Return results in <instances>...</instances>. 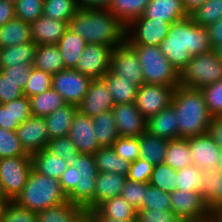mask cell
<instances>
[{
  "mask_svg": "<svg viewBox=\"0 0 222 222\" xmlns=\"http://www.w3.org/2000/svg\"><path fill=\"white\" fill-rule=\"evenodd\" d=\"M159 49L181 74L192 56L209 52L212 47L207 28L196 25L187 17L171 24L168 35L160 43Z\"/></svg>",
  "mask_w": 222,
  "mask_h": 222,
  "instance_id": "1",
  "label": "cell"
},
{
  "mask_svg": "<svg viewBox=\"0 0 222 222\" xmlns=\"http://www.w3.org/2000/svg\"><path fill=\"white\" fill-rule=\"evenodd\" d=\"M68 28L87 44H105L114 49L125 40L126 27L108 9L79 7Z\"/></svg>",
  "mask_w": 222,
  "mask_h": 222,
  "instance_id": "2",
  "label": "cell"
},
{
  "mask_svg": "<svg viewBox=\"0 0 222 222\" xmlns=\"http://www.w3.org/2000/svg\"><path fill=\"white\" fill-rule=\"evenodd\" d=\"M67 165L59 183L68 201L83 209L93 210L96 177L99 173L94 156L80 154L68 160Z\"/></svg>",
  "mask_w": 222,
  "mask_h": 222,
  "instance_id": "3",
  "label": "cell"
},
{
  "mask_svg": "<svg viewBox=\"0 0 222 222\" xmlns=\"http://www.w3.org/2000/svg\"><path fill=\"white\" fill-rule=\"evenodd\" d=\"M171 105L176 111L179 137H195L208 132L213 116L200 89L177 86Z\"/></svg>",
  "mask_w": 222,
  "mask_h": 222,
  "instance_id": "4",
  "label": "cell"
},
{
  "mask_svg": "<svg viewBox=\"0 0 222 222\" xmlns=\"http://www.w3.org/2000/svg\"><path fill=\"white\" fill-rule=\"evenodd\" d=\"M14 201L34 213L67 202V195L61 188L59 180L39 174L32 169L27 183Z\"/></svg>",
  "mask_w": 222,
  "mask_h": 222,
  "instance_id": "5",
  "label": "cell"
},
{
  "mask_svg": "<svg viewBox=\"0 0 222 222\" xmlns=\"http://www.w3.org/2000/svg\"><path fill=\"white\" fill-rule=\"evenodd\" d=\"M139 58L144 84L177 87L180 74L160 51L159 46L131 45Z\"/></svg>",
  "mask_w": 222,
  "mask_h": 222,
  "instance_id": "6",
  "label": "cell"
},
{
  "mask_svg": "<svg viewBox=\"0 0 222 222\" xmlns=\"http://www.w3.org/2000/svg\"><path fill=\"white\" fill-rule=\"evenodd\" d=\"M222 80V61L214 51L192 56L180 74V85L186 88L202 89Z\"/></svg>",
  "mask_w": 222,
  "mask_h": 222,
  "instance_id": "7",
  "label": "cell"
},
{
  "mask_svg": "<svg viewBox=\"0 0 222 222\" xmlns=\"http://www.w3.org/2000/svg\"><path fill=\"white\" fill-rule=\"evenodd\" d=\"M32 169L31 156L0 159V179L4 189V196L14 200L27 183Z\"/></svg>",
  "mask_w": 222,
  "mask_h": 222,
  "instance_id": "8",
  "label": "cell"
},
{
  "mask_svg": "<svg viewBox=\"0 0 222 222\" xmlns=\"http://www.w3.org/2000/svg\"><path fill=\"white\" fill-rule=\"evenodd\" d=\"M171 211L183 222H208L211 212L199 192L176 189L170 193Z\"/></svg>",
  "mask_w": 222,
  "mask_h": 222,
  "instance_id": "9",
  "label": "cell"
},
{
  "mask_svg": "<svg viewBox=\"0 0 222 222\" xmlns=\"http://www.w3.org/2000/svg\"><path fill=\"white\" fill-rule=\"evenodd\" d=\"M171 24L141 16L126 27L125 40L130 45L159 46L168 35Z\"/></svg>",
  "mask_w": 222,
  "mask_h": 222,
  "instance_id": "10",
  "label": "cell"
},
{
  "mask_svg": "<svg viewBox=\"0 0 222 222\" xmlns=\"http://www.w3.org/2000/svg\"><path fill=\"white\" fill-rule=\"evenodd\" d=\"M91 78L75 69H64L52 76V88L67 104L78 106L88 91Z\"/></svg>",
  "mask_w": 222,
  "mask_h": 222,
  "instance_id": "11",
  "label": "cell"
},
{
  "mask_svg": "<svg viewBox=\"0 0 222 222\" xmlns=\"http://www.w3.org/2000/svg\"><path fill=\"white\" fill-rule=\"evenodd\" d=\"M176 87L144 84L138 87L135 105L142 115L148 119L172 104Z\"/></svg>",
  "mask_w": 222,
  "mask_h": 222,
  "instance_id": "12",
  "label": "cell"
},
{
  "mask_svg": "<svg viewBox=\"0 0 222 222\" xmlns=\"http://www.w3.org/2000/svg\"><path fill=\"white\" fill-rule=\"evenodd\" d=\"M113 48L105 44H87L75 70L89 78L102 79L110 70Z\"/></svg>",
  "mask_w": 222,
  "mask_h": 222,
  "instance_id": "13",
  "label": "cell"
},
{
  "mask_svg": "<svg viewBox=\"0 0 222 222\" xmlns=\"http://www.w3.org/2000/svg\"><path fill=\"white\" fill-rule=\"evenodd\" d=\"M110 71L131 80L138 87L143 83V74L135 49L124 40L115 47L111 55Z\"/></svg>",
  "mask_w": 222,
  "mask_h": 222,
  "instance_id": "14",
  "label": "cell"
},
{
  "mask_svg": "<svg viewBox=\"0 0 222 222\" xmlns=\"http://www.w3.org/2000/svg\"><path fill=\"white\" fill-rule=\"evenodd\" d=\"M114 106L112 94L104 80L93 79L87 93L77 107L81 114L93 118L103 112L111 111Z\"/></svg>",
  "mask_w": 222,
  "mask_h": 222,
  "instance_id": "15",
  "label": "cell"
},
{
  "mask_svg": "<svg viewBox=\"0 0 222 222\" xmlns=\"http://www.w3.org/2000/svg\"><path fill=\"white\" fill-rule=\"evenodd\" d=\"M18 139L28 154L45 149L50 140L45 117L31 116L16 129Z\"/></svg>",
  "mask_w": 222,
  "mask_h": 222,
  "instance_id": "16",
  "label": "cell"
},
{
  "mask_svg": "<svg viewBox=\"0 0 222 222\" xmlns=\"http://www.w3.org/2000/svg\"><path fill=\"white\" fill-rule=\"evenodd\" d=\"M119 137H139L146 132L147 119L135 103L116 104L112 108Z\"/></svg>",
  "mask_w": 222,
  "mask_h": 222,
  "instance_id": "17",
  "label": "cell"
},
{
  "mask_svg": "<svg viewBox=\"0 0 222 222\" xmlns=\"http://www.w3.org/2000/svg\"><path fill=\"white\" fill-rule=\"evenodd\" d=\"M68 136L78 148L80 154L94 155L101 148L97 143L93 119L79 111L73 118Z\"/></svg>",
  "mask_w": 222,
  "mask_h": 222,
  "instance_id": "18",
  "label": "cell"
},
{
  "mask_svg": "<svg viewBox=\"0 0 222 222\" xmlns=\"http://www.w3.org/2000/svg\"><path fill=\"white\" fill-rule=\"evenodd\" d=\"M192 164L201 171L217 169L219 146L207 133L187 138Z\"/></svg>",
  "mask_w": 222,
  "mask_h": 222,
  "instance_id": "19",
  "label": "cell"
},
{
  "mask_svg": "<svg viewBox=\"0 0 222 222\" xmlns=\"http://www.w3.org/2000/svg\"><path fill=\"white\" fill-rule=\"evenodd\" d=\"M31 27V36L36 45L57 44L68 28L65 21L55 20L42 15Z\"/></svg>",
  "mask_w": 222,
  "mask_h": 222,
  "instance_id": "20",
  "label": "cell"
},
{
  "mask_svg": "<svg viewBox=\"0 0 222 222\" xmlns=\"http://www.w3.org/2000/svg\"><path fill=\"white\" fill-rule=\"evenodd\" d=\"M143 16L147 19L166 21L169 24L189 17L182 0H150Z\"/></svg>",
  "mask_w": 222,
  "mask_h": 222,
  "instance_id": "21",
  "label": "cell"
},
{
  "mask_svg": "<svg viewBox=\"0 0 222 222\" xmlns=\"http://www.w3.org/2000/svg\"><path fill=\"white\" fill-rule=\"evenodd\" d=\"M146 131L165 140L178 139V122L175 108L170 105L147 119Z\"/></svg>",
  "mask_w": 222,
  "mask_h": 222,
  "instance_id": "22",
  "label": "cell"
},
{
  "mask_svg": "<svg viewBox=\"0 0 222 222\" xmlns=\"http://www.w3.org/2000/svg\"><path fill=\"white\" fill-rule=\"evenodd\" d=\"M31 116L30 101L26 96L0 104V128L16 130Z\"/></svg>",
  "mask_w": 222,
  "mask_h": 222,
  "instance_id": "23",
  "label": "cell"
},
{
  "mask_svg": "<svg viewBox=\"0 0 222 222\" xmlns=\"http://www.w3.org/2000/svg\"><path fill=\"white\" fill-rule=\"evenodd\" d=\"M93 211L98 216L121 222H136L137 210L121 195L99 203Z\"/></svg>",
  "mask_w": 222,
  "mask_h": 222,
  "instance_id": "24",
  "label": "cell"
},
{
  "mask_svg": "<svg viewBox=\"0 0 222 222\" xmlns=\"http://www.w3.org/2000/svg\"><path fill=\"white\" fill-rule=\"evenodd\" d=\"M200 195L210 212L222 207V172L217 169L201 172Z\"/></svg>",
  "mask_w": 222,
  "mask_h": 222,
  "instance_id": "25",
  "label": "cell"
},
{
  "mask_svg": "<svg viewBox=\"0 0 222 222\" xmlns=\"http://www.w3.org/2000/svg\"><path fill=\"white\" fill-rule=\"evenodd\" d=\"M33 169L39 174L59 180L68 165L66 160L50 152L47 148L31 154Z\"/></svg>",
  "mask_w": 222,
  "mask_h": 222,
  "instance_id": "26",
  "label": "cell"
},
{
  "mask_svg": "<svg viewBox=\"0 0 222 222\" xmlns=\"http://www.w3.org/2000/svg\"><path fill=\"white\" fill-rule=\"evenodd\" d=\"M102 79L112 94L114 105L135 103L138 86L133 84L131 80L113 74L110 70Z\"/></svg>",
  "mask_w": 222,
  "mask_h": 222,
  "instance_id": "27",
  "label": "cell"
},
{
  "mask_svg": "<svg viewBox=\"0 0 222 222\" xmlns=\"http://www.w3.org/2000/svg\"><path fill=\"white\" fill-rule=\"evenodd\" d=\"M77 111V106L66 104L45 117L49 138L53 139L68 136L73 118Z\"/></svg>",
  "mask_w": 222,
  "mask_h": 222,
  "instance_id": "28",
  "label": "cell"
},
{
  "mask_svg": "<svg viewBox=\"0 0 222 222\" xmlns=\"http://www.w3.org/2000/svg\"><path fill=\"white\" fill-rule=\"evenodd\" d=\"M126 180L127 176L121 174L99 172L96 177L94 208L104 200L119 196Z\"/></svg>",
  "mask_w": 222,
  "mask_h": 222,
  "instance_id": "29",
  "label": "cell"
},
{
  "mask_svg": "<svg viewBox=\"0 0 222 222\" xmlns=\"http://www.w3.org/2000/svg\"><path fill=\"white\" fill-rule=\"evenodd\" d=\"M33 42L29 23L14 18L0 27V49Z\"/></svg>",
  "mask_w": 222,
  "mask_h": 222,
  "instance_id": "30",
  "label": "cell"
},
{
  "mask_svg": "<svg viewBox=\"0 0 222 222\" xmlns=\"http://www.w3.org/2000/svg\"><path fill=\"white\" fill-rule=\"evenodd\" d=\"M86 45L87 43L83 38L67 28L57 43L65 69H75Z\"/></svg>",
  "mask_w": 222,
  "mask_h": 222,
  "instance_id": "31",
  "label": "cell"
},
{
  "mask_svg": "<svg viewBox=\"0 0 222 222\" xmlns=\"http://www.w3.org/2000/svg\"><path fill=\"white\" fill-rule=\"evenodd\" d=\"M32 66L51 75L64 70V61L57 44L37 45Z\"/></svg>",
  "mask_w": 222,
  "mask_h": 222,
  "instance_id": "32",
  "label": "cell"
},
{
  "mask_svg": "<svg viewBox=\"0 0 222 222\" xmlns=\"http://www.w3.org/2000/svg\"><path fill=\"white\" fill-rule=\"evenodd\" d=\"M168 140L149 134L147 131L139 136L140 158L152 165L164 163Z\"/></svg>",
  "mask_w": 222,
  "mask_h": 222,
  "instance_id": "33",
  "label": "cell"
},
{
  "mask_svg": "<svg viewBox=\"0 0 222 222\" xmlns=\"http://www.w3.org/2000/svg\"><path fill=\"white\" fill-rule=\"evenodd\" d=\"M37 45L34 42L14 45L0 49V68L16 65H33Z\"/></svg>",
  "mask_w": 222,
  "mask_h": 222,
  "instance_id": "34",
  "label": "cell"
},
{
  "mask_svg": "<svg viewBox=\"0 0 222 222\" xmlns=\"http://www.w3.org/2000/svg\"><path fill=\"white\" fill-rule=\"evenodd\" d=\"M93 156L98 172L128 175L131 163L118 156L112 147H101Z\"/></svg>",
  "mask_w": 222,
  "mask_h": 222,
  "instance_id": "35",
  "label": "cell"
},
{
  "mask_svg": "<svg viewBox=\"0 0 222 222\" xmlns=\"http://www.w3.org/2000/svg\"><path fill=\"white\" fill-rule=\"evenodd\" d=\"M150 0H112L107 8L125 27L143 16Z\"/></svg>",
  "mask_w": 222,
  "mask_h": 222,
  "instance_id": "36",
  "label": "cell"
},
{
  "mask_svg": "<svg viewBox=\"0 0 222 222\" xmlns=\"http://www.w3.org/2000/svg\"><path fill=\"white\" fill-rule=\"evenodd\" d=\"M31 113L37 117H47L67 103L53 88L29 98Z\"/></svg>",
  "mask_w": 222,
  "mask_h": 222,
  "instance_id": "37",
  "label": "cell"
},
{
  "mask_svg": "<svg viewBox=\"0 0 222 222\" xmlns=\"http://www.w3.org/2000/svg\"><path fill=\"white\" fill-rule=\"evenodd\" d=\"M164 162L177 171L192 165L187 138L180 137L168 142Z\"/></svg>",
  "mask_w": 222,
  "mask_h": 222,
  "instance_id": "38",
  "label": "cell"
},
{
  "mask_svg": "<svg viewBox=\"0 0 222 222\" xmlns=\"http://www.w3.org/2000/svg\"><path fill=\"white\" fill-rule=\"evenodd\" d=\"M96 129V139L100 147H112L119 138L113 112L106 111L92 118Z\"/></svg>",
  "mask_w": 222,
  "mask_h": 222,
  "instance_id": "39",
  "label": "cell"
},
{
  "mask_svg": "<svg viewBox=\"0 0 222 222\" xmlns=\"http://www.w3.org/2000/svg\"><path fill=\"white\" fill-rule=\"evenodd\" d=\"M83 210L69 201L63 202L36 213L37 222H73Z\"/></svg>",
  "mask_w": 222,
  "mask_h": 222,
  "instance_id": "40",
  "label": "cell"
},
{
  "mask_svg": "<svg viewBox=\"0 0 222 222\" xmlns=\"http://www.w3.org/2000/svg\"><path fill=\"white\" fill-rule=\"evenodd\" d=\"M189 18L198 26L208 27L222 18V0H207Z\"/></svg>",
  "mask_w": 222,
  "mask_h": 222,
  "instance_id": "41",
  "label": "cell"
},
{
  "mask_svg": "<svg viewBox=\"0 0 222 222\" xmlns=\"http://www.w3.org/2000/svg\"><path fill=\"white\" fill-rule=\"evenodd\" d=\"M78 8L77 0H44L43 15L68 23Z\"/></svg>",
  "mask_w": 222,
  "mask_h": 222,
  "instance_id": "42",
  "label": "cell"
},
{
  "mask_svg": "<svg viewBox=\"0 0 222 222\" xmlns=\"http://www.w3.org/2000/svg\"><path fill=\"white\" fill-rule=\"evenodd\" d=\"M149 184L161 189L164 192L171 193L176 190L177 170L167 165L165 162L153 167Z\"/></svg>",
  "mask_w": 222,
  "mask_h": 222,
  "instance_id": "43",
  "label": "cell"
},
{
  "mask_svg": "<svg viewBox=\"0 0 222 222\" xmlns=\"http://www.w3.org/2000/svg\"><path fill=\"white\" fill-rule=\"evenodd\" d=\"M15 156H31L22 147L16 130L0 128V159Z\"/></svg>",
  "mask_w": 222,
  "mask_h": 222,
  "instance_id": "44",
  "label": "cell"
},
{
  "mask_svg": "<svg viewBox=\"0 0 222 222\" xmlns=\"http://www.w3.org/2000/svg\"><path fill=\"white\" fill-rule=\"evenodd\" d=\"M52 76L50 73L35 67L30 69V80L23 89V95L30 98L52 88Z\"/></svg>",
  "mask_w": 222,
  "mask_h": 222,
  "instance_id": "45",
  "label": "cell"
},
{
  "mask_svg": "<svg viewBox=\"0 0 222 222\" xmlns=\"http://www.w3.org/2000/svg\"><path fill=\"white\" fill-rule=\"evenodd\" d=\"M201 170L195 165L177 171L176 189L199 192L202 188Z\"/></svg>",
  "mask_w": 222,
  "mask_h": 222,
  "instance_id": "46",
  "label": "cell"
},
{
  "mask_svg": "<svg viewBox=\"0 0 222 222\" xmlns=\"http://www.w3.org/2000/svg\"><path fill=\"white\" fill-rule=\"evenodd\" d=\"M44 0H19L14 5L15 18L32 24L43 15Z\"/></svg>",
  "mask_w": 222,
  "mask_h": 222,
  "instance_id": "47",
  "label": "cell"
},
{
  "mask_svg": "<svg viewBox=\"0 0 222 222\" xmlns=\"http://www.w3.org/2000/svg\"><path fill=\"white\" fill-rule=\"evenodd\" d=\"M151 208L163 211L171 210L170 193L149 184L145 191L143 209Z\"/></svg>",
  "mask_w": 222,
  "mask_h": 222,
  "instance_id": "48",
  "label": "cell"
},
{
  "mask_svg": "<svg viewBox=\"0 0 222 222\" xmlns=\"http://www.w3.org/2000/svg\"><path fill=\"white\" fill-rule=\"evenodd\" d=\"M148 185L149 182L143 183L127 179L120 195L138 211L143 209V200Z\"/></svg>",
  "mask_w": 222,
  "mask_h": 222,
  "instance_id": "49",
  "label": "cell"
},
{
  "mask_svg": "<svg viewBox=\"0 0 222 222\" xmlns=\"http://www.w3.org/2000/svg\"><path fill=\"white\" fill-rule=\"evenodd\" d=\"M203 96L204 101L208 107L210 114L214 116L222 115V80L205 86L200 89Z\"/></svg>",
  "mask_w": 222,
  "mask_h": 222,
  "instance_id": "50",
  "label": "cell"
},
{
  "mask_svg": "<svg viewBox=\"0 0 222 222\" xmlns=\"http://www.w3.org/2000/svg\"><path fill=\"white\" fill-rule=\"evenodd\" d=\"M50 152L66 160L77 158L80 153L69 136L50 139L46 147Z\"/></svg>",
  "mask_w": 222,
  "mask_h": 222,
  "instance_id": "51",
  "label": "cell"
},
{
  "mask_svg": "<svg viewBox=\"0 0 222 222\" xmlns=\"http://www.w3.org/2000/svg\"><path fill=\"white\" fill-rule=\"evenodd\" d=\"M112 148L116 154L130 163L140 158L139 137H119Z\"/></svg>",
  "mask_w": 222,
  "mask_h": 222,
  "instance_id": "52",
  "label": "cell"
},
{
  "mask_svg": "<svg viewBox=\"0 0 222 222\" xmlns=\"http://www.w3.org/2000/svg\"><path fill=\"white\" fill-rule=\"evenodd\" d=\"M1 222H37L36 213L11 200Z\"/></svg>",
  "mask_w": 222,
  "mask_h": 222,
  "instance_id": "53",
  "label": "cell"
},
{
  "mask_svg": "<svg viewBox=\"0 0 222 222\" xmlns=\"http://www.w3.org/2000/svg\"><path fill=\"white\" fill-rule=\"evenodd\" d=\"M136 222H183L171 210L140 209L137 211Z\"/></svg>",
  "mask_w": 222,
  "mask_h": 222,
  "instance_id": "54",
  "label": "cell"
},
{
  "mask_svg": "<svg viewBox=\"0 0 222 222\" xmlns=\"http://www.w3.org/2000/svg\"><path fill=\"white\" fill-rule=\"evenodd\" d=\"M153 167L154 165L150 162L138 158L130 164L127 179L147 183L150 180Z\"/></svg>",
  "mask_w": 222,
  "mask_h": 222,
  "instance_id": "55",
  "label": "cell"
},
{
  "mask_svg": "<svg viewBox=\"0 0 222 222\" xmlns=\"http://www.w3.org/2000/svg\"><path fill=\"white\" fill-rule=\"evenodd\" d=\"M23 95V90L18 87V83L6 76L0 71V104L13 101Z\"/></svg>",
  "mask_w": 222,
  "mask_h": 222,
  "instance_id": "56",
  "label": "cell"
},
{
  "mask_svg": "<svg viewBox=\"0 0 222 222\" xmlns=\"http://www.w3.org/2000/svg\"><path fill=\"white\" fill-rule=\"evenodd\" d=\"M30 64L23 63L22 65H16L8 68H0V71L6 76V78L12 79L18 83V87L22 90L30 80Z\"/></svg>",
  "mask_w": 222,
  "mask_h": 222,
  "instance_id": "57",
  "label": "cell"
},
{
  "mask_svg": "<svg viewBox=\"0 0 222 222\" xmlns=\"http://www.w3.org/2000/svg\"><path fill=\"white\" fill-rule=\"evenodd\" d=\"M206 28L212 49L215 46L222 44V18Z\"/></svg>",
  "mask_w": 222,
  "mask_h": 222,
  "instance_id": "58",
  "label": "cell"
},
{
  "mask_svg": "<svg viewBox=\"0 0 222 222\" xmlns=\"http://www.w3.org/2000/svg\"><path fill=\"white\" fill-rule=\"evenodd\" d=\"M208 134L212 139L222 147V115L214 116L210 122Z\"/></svg>",
  "mask_w": 222,
  "mask_h": 222,
  "instance_id": "59",
  "label": "cell"
},
{
  "mask_svg": "<svg viewBox=\"0 0 222 222\" xmlns=\"http://www.w3.org/2000/svg\"><path fill=\"white\" fill-rule=\"evenodd\" d=\"M14 18V4L6 0H0V27Z\"/></svg>",
  "mask_w": 222,
  "mask_h": 222,
  "instance_id": "60",
  "label": "cell"
},
{
  "mask_svg": "<svg viewBox=\"0 0 222 222\" xmlns=\"http://www.w3.org/2000/svg\"><path fill=\"white\" fill-rule=\"evenodd\" d=\"M112 0H77L80 8L86 9H107Z\"/></svg>",
  "mask_w": 222,
  "mask_h": 222,
  "instance_id": "61",
  "label": "cell"
},
{
  "mask_svg": "<svg viewBox=\"0 0 222 222\" xmlns=\"http://www.w3.org/2000/svg\"><path fill=\"white\" fill-rule=\"evenodd\" d=\"M206 1L207 0H182L183 6L188 15Z\"/></svg>",
  "mask_w": 222,
  "mask_h": 222,
  "instance_id": "62",
  "label": "cell"
},
{
  "mask_svg": "<svg viewBox=\"0 0 222 222\" xmlns=\"http://www.w3.org/2000/svg\"><path fill=\"white\" fill-rule=\"evenodd\" d=\"M73 222H96V216L90 210L84 209Z\"/></svg>",
  "mask_w": 222,
  "mask_h": 222,
  "instance_id": "63",
  "label": "cell"
},
{
  "mask_svg": "<svg viewBox=\"0 0 222 222\" xmlns=\"http://www.w3.org/2000/svg\"><path fill=\"white\" fill-rule=\"evenodd\" d=\"M10 202H11V199L8 198L7 196H4V195L0 196V222Z\"/></svg>",
  "mask_w": 222,
  "mask_h": 222,
  "instance_id": "64",
  "label": "cell"
},
{
  "mask_svg": "<svg viewBox=\"0 0 222 222\" xmlns=\"http://www.w3.org/2000/svg\"><path fill=\"white\" fill-rule=\"evenodd\" d=\"M211 222H222V207L215 209L211 212Z\"/></svg>",
  "mask_w": 222,
  "mask_h": 222,
  "instance_id": "65",
  "label": "cell"
},
{
  "mask_svg": "<svg viewBox=\"0 0 222 222\" xmlns=\"http://www.w3.org/2000/svg\"><path fill=\"white\" fill-rule=\"evenodd\" d=\"M90 211L96 216V222H121V221H116L115 219H109L103 216H98L93 210Z\"/></svg>",
  "mask_w": 222,
  "mask_h": 222,
  "instance_id": "66",
  "label": "cell"
},
{
  "mask_svg": "<svg viewBox=\"0 0 222 222\" xmlns=\"http://www.w3.org/2000/svg\"><path fill=\"white\" fill-rule=\"evenodd\" d=\"M212 50L214 51L217 58L222 61V44L215 46Z\"/></svg>",
  "mask_w": 222,
  "mask_h": 222,
  "instance_id": "67",
  "label": "cell"
},
{
  "mask_svg": "<svg viewBox=\"0 0 222 222\" xmlns=\"http://www.w3.org/2000/svg\"><path fill=\"white\" fill-rule=\"evenodd\" d=\"M217 170L222 172V147H219V158H218Z\"/></svg>",
  "mask_w": 222,
  "mask_h": 222,
  "instance_id": "68",
  "label": "cell"
},
{
  "mask_svg": "<svg viewBox=\"0 0 222 222\" xmlns=\"http://www.w3.org/2000/svg\"><path fill=\"white\" fill-rule=\"evenodd\" d=\"M2 195H4V189H3L2 182L0 179V196H2Z\"/></svg>",
  "mask_w": 222,
  "mask_h": 222,
  "instance_id": "69",
  "label": "cell"
},
{
  "mask_svg": "<svg viewBox=\"0 0 222 222\" xmlns=\"http://www.w3.org/2000/svg\"><path fill=\"white\" fill-rule=\"evenodd\" d=\"M6 1H8V2H10V3L15 5L19 0H6Z\"/></svg>",
  "mask_w": 222,
  "mask_h": 222,
  "instance_id": "70",
  "label": "cell"
}]
</instances>
